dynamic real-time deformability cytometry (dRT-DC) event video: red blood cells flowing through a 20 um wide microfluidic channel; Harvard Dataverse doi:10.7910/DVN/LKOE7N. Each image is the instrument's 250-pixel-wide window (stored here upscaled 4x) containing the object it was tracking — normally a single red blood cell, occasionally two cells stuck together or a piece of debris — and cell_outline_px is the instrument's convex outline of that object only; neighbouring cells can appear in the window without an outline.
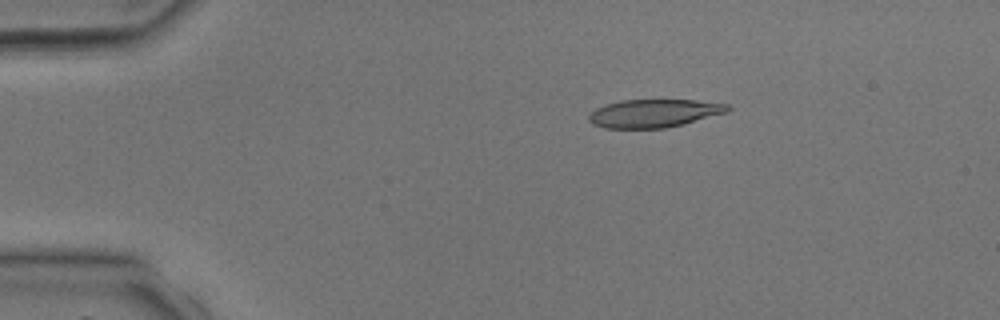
{"species": "common noctule bat (a hibernating species)", "species_latin": "Nyctalus noctula", "temperature_condition": "room temperature", "stored_images_in_passage": 2, "camera_frame_rate_fps": 3000, "um_per_image_px": 0.085, "animal": {"sex": "male", "body_mass_g": 17.9, "forearm_length_mm": 54.2}, "frame": {"image": 1, "passage_image": 1, "time_ms": 0.0, "image_size_px": [1000, 320], "cell_outline_px": [[732, 108], [728, 112], [684, 124], [664, 128], [604, 128], [592, 124], [588, 120], [588, 116], [596, 108], [620, 100], [696, 100], [728, 104]], "centroid_in_image_um": [55.61, 9.63], "position_along_channel_um": 29.4, "area_um2": 22.77}}